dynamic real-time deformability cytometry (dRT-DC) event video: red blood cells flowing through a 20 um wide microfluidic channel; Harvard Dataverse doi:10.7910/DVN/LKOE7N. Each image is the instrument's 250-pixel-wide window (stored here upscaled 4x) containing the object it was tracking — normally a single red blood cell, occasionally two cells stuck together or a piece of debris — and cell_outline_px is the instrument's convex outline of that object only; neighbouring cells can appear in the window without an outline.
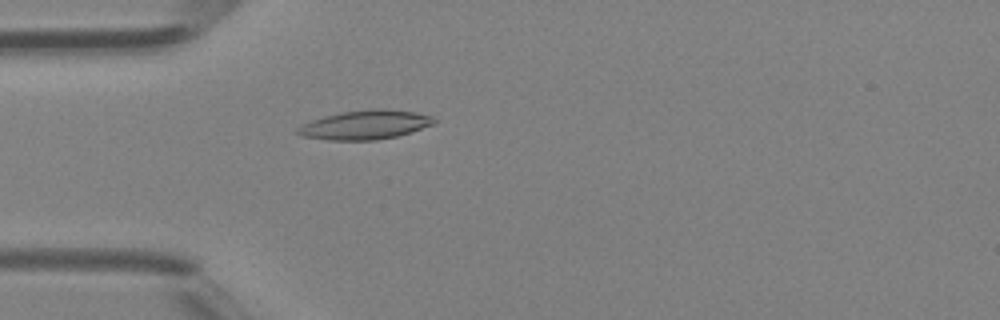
{"species": "Egyptian fruit bat (a non-hibernating species)", "species_latin": "Rousettus aegyptiacus", "temperature_condition": "room temperature", "stored_images_in_passage": 40, "camera_frame_rate_fps": 3000, "um_per_image_px": 0.085, "animal": {"sex": "female"}, "frame": {"image": 1, "passage_image": 7, "time_ms": 2.0, "image_size_px": [1000, 320], "cell_outline_px": [[436, 124], [396, 136], [376, 140], [328, 140], [300, 136], [296, 132], [296, 128], [312, 120], [324, 116], [340, 112], [380, 108], [384, 108], [416, 112], [432, 116], [436, 120]], "centroid_in_image_um": [31.05, 10.61], "position_along_channel_um": 54.0, "area_um2": 23.18}}
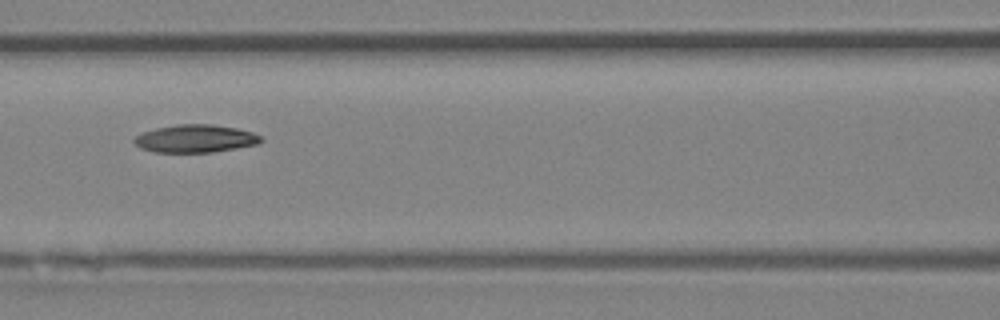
{"frame": {"image": 2, "passage_image": 14, "time_ms": 4.333, "image_size_px": [1000, 320], "cell_outline_px": [[264, 140], [256, 144], [236, 148], [212, 152], [152, 152], [140, 148], [132, 140], [136, 136], [144, 132], [156, 128], [176, 124], [212, 124], [236, 128], [252, 132], [260, 136]], "centroid_in_image_um": [16.59, 11.78], "position_along_channel_um": 150.0, "area_um2": 20.46}}
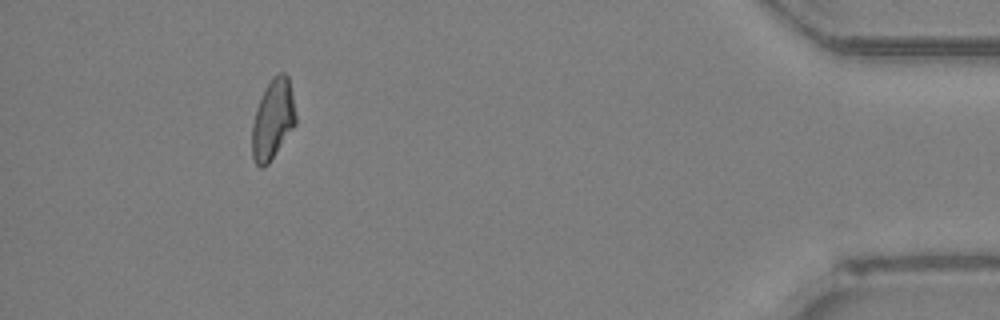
{"frame": {"image": 3, "passage_image": 36, "time_ms": 11.667, "image_size_px": [1000, 320], "cell_outline_px": [[296, 124], [268, 164], [264, 168], [260, 168], [256, 164], [252, 156], [252, 124], [256, 108], [264, 88], [272, 76], [276, 72], [284, 72], [288, 76], [296, 116]], "centroid_in_image_um": [23.18, 10.13], "position_along_channel_um": 412.0, "area_um2": 20.46}, "authors_computed_cell_mechanics": {"area_um2": 20.4323, "velocity_mm_per_s": 4.4289, "shape_relaxation_time_tau1_ms": 7.7684, "shape_relaxation_time_tau2_ms": null, "deformation_change_tau1": 0.1652, "deformation_change_tau2": null}}